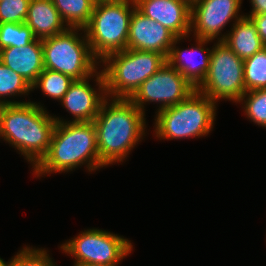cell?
Returning a JSON list of instances; mask_svg holds the SVG:
<instances>
[{
  "mask_svg": "<svg viewBox=\"0 0 266 266\" xmlns=\"http://www.w3.org/2000/svg\"><path fill=\"white\" fill-rule=\"evenodd\" d=\"M108 98L93 120L97 147L104 166L122 162L145 134V113L125 98ZM143 135V136H142Z\"/></svg>",
  "mask_w": 266,
  "mask_h": 266,
  "instance_id": "6da1fadb",
  "label": "cell"
},
{
  "mask_svg": "<svg viewBox=\"0 0 266 266\" xmlns=\"http://www.w3.org/2000/svg\"><path fill=\"white\" fill-rule=\"evenodd\" d=\"M57 121L39 104L0 105V137L33 164L47 154Z\"/></svg>",
  "mask_w": 266,
  "mask_h": 266,
  "instance_id": "7a4b0ae2",
  "label": "cell"
},
{
  "mask_svg": "<svg viewBox=\"0 0 266 266\" xmlns=\"http://www.w3.org/2000/svg\"><path fill=\"white\" fill-rule=\"evenodd\" d=\"M57 121L47 154L34 167V172L45 175L52 172H68L85 162L89 171L104 167L97 147L96 127L93 121ZM82 164V165H81Z\"/></svg>",
  "mask_w": 266,
  "mask_h": 266,
  "instance_id": "3957f363",
  "label": "cell"
},
{
  "mask_svg": "<svg viewBox=\"0 0 266 266\" xmlns=\"http://www.w3.org/2000/svg\"><path fill=\"white\" fill-rule=\"evenodd\" d=\"M102 71L107 97L130 99L141 84L167 63L166 57L155 51L125 49L111 53L103 60Z\"/></svg>",
  "mask_w": 266,
  "mask_h": 266,
  "instance_id": "277c9868",
  "label": "cell"
},
{
  "mask_svg": "<svg viewBox=\"0 0 266 266\" xmlns=\"http://www.w3.org/2000/svg\"><path fill=\"white\" fill-rule=\"evenodd\" d=\"M215 110L216 104L195 90L177 105L158 110L156 136L167 140L206 136L213 128Z\"/></svg>",
  "mask_w": 266,
  "mask_h": 266,
  "instance_id": "5b68a950",
  "label": "cell"
},
{
  "mask_svg": "<svg viewBox=\"0 0 266 266\" xmlns=\"http://www.w3.org/2000/svg\"><path fill=\"white\" fill-rule=\"evenodd\" d=\"M134 0L95 3L89 23L83 28L93 55L102 60L127 48Z\"/></svg>",
  "mask_w": 266,
  "mask_h": 266,
  "instance_id": "8992f818",
  "label": "cell"
},
{
  "mask_svg": "<svg viewBox=\"0 0 266 266\" xmlns=\"http://www.w3.org/2000/svg\"><path fill=\"white\" fill-rule=\"evenodd\" d=\"M78 30L83 29L68 28L59 35L42 40L45 69L69 75L74 80L96 76L98 59L92 53L85 32L84 38L78 37Z\"/></svg>",
  "mask_w": 266,
  "mask_h": 266,
  "instance_id": "52a82bcc",
  "label": "cell"
},
{
  "mask_svg": "<svg viewBox=\"0 0 266 266\" xmlns=\"http://www.w3.org/2000/svg\"><path fill=\"white\" fill-rule=\"evenodd\" d=\"M211 50L208 72L196 88L215 104L219 99L239 102L246 93L244 84V60L239 58L223 41Z\"/></svg>",
  "mask_w": 266,
  "mask_h": 266,
  "instance_id": "ba28073f",
  "label": "cell"
},
{
  "mask_svg": "<svg viewBox=\"0 0 266 266\" xmlns=\"http://www.w3.org/2000/svg\"><path fill=\"white\" fill-rule=\"evenodd\" d=\"M75 257V265H115L131 253L132 244L117 234L100 229H88L60 247Z\"/></svg>",
  "mask_w": 266,
  "mask_h": 266,
  "instance_id": "9c48e42d",
  "label": "cell"
},
{
  "mask_svg": "<svg viewBox=\"0 0 266 266\" xmlns=\"http://www.w3.org/2000/svg\"><path fill=\"white\" fill-rule=\"evenodd\" d=\"M195 90L181 73L166 63L141 84L130 100L144 113L146 102H161L158 108L161 110L177 105Z\"/></svg>",
  "mask_w": 266,
  "mask_h": 266,
  "instance_id": "30bf717a",
  "label": "cell"
},
{
  "mask_svg": "<svg viewBox=\"0 0 266 266\" xmlns=\"http://www.w3.org/2000/svg\"><path fill=\"white\" fill-rule=\"evenodd\" d=\"M242 0H198L191 4V31L195 38L214 40L226 24L238 15ZM193 29V30H192Z\"/></svg>",
  "mask_w": 266,
  "mask_h": 266,
  "instance_id": "8fae6325",
  "label": "cell"
},
{
  "mask_svg": "<svg viewBox=\"0 0 266 266\" xmlns=\"http://www.w3.org/2000/svg\"><path fill=\"white\" fill-rule=\"evenodd\" d=\"M176 38L159 22H155L134 8L129 24L127 49L155 51L167 58Z\"/></svg>",
  "mask_w": 266,
  "mask_h": 266,
  "instance_id": "7c38bea8",
  "label": "cell"
},
{
  "mask_svg": "<svg viewBox=\"0 0 266 266\" xmlns=\"http://www.w3.org/2000/svg\"><path fill=\"white\" fill-rule=\"evenodd\" d=\"M89 78L74 80L60 101L67 111L74 116L73 122L93 121L107 97L102 71L96 72L95 79L99 86V93L88 83Z\"/></svg>",
  "mask_w": 266,
  "mask_h": 266,
  "instance_id": "4fadbf2b",
  "label": "cell"
},
{
  "mask_svg": "<svg viewBox=\"0 0 266 266\" xmlns=\"http://www.w3.org/2000/svg\"><path fill=\"white\" fill-rule=\"evenodd\" d=\"M145 16L159 22L177 38L188 37L191 31V4L186 0H134Z\"/></svg>",
  "mask_w": 266,
  "mask_h": 266,
  "instance_id": "5bb4252c",
  "label": "cell"
},
{
  "mask_svg": "<svg viewBox=\"0 0 266 266\" xmlns=\"http://www.w3.org/2000/svg\"><path fill=\"white\" fill-rule=\"evenodd\" d=\"M0 61L32 86L44 70L42 40L36 39L21 47L3 48Z\"/></svg>",
  "mask_w": 266,
  "mask_h": 266,
  "instance_id": "9a60e30c",
  "label": "cell"
},
{
  "mask_svg": "<svg viewBox=\"0 0 266 266\" xmlns=\"http://www.w3.org/2000/svg\"><path fill=\"white\" fill-rule=\"evenodd\" d=\"M183 38H176L167 56V63L181 73L193 87L197 88L204 80L210 64L211 51L204 49V44L208 43V39L196 38L197 46L191 49L180 50L176 48V43ZM188 54H186V53ZM201 52L203 54L198 60H194V54ZM188 56V57H187Z\"/></svg>",
  "mask_w": 266,
  "mask_h": 266,
  "instance_id": "2e32d148",
  "label": "cell"
},
{
  "mask_svg": "<svg viewBox=\"0 0 266 266\" xmlns=\"http://www.w3.org/2000/svg\"><path fill=\"white\" fill-rule=\"evenodd\" d=\"M24 23L39 40L59 35L68 29L52 0H30Z\"/></svg>",
  "mask_w": 266,
  "mask_h": 266,
  "instance_id": "e0dca14e",
  "label": "cell"
},
{
  "mask_svg": "<svg viewBox=\"0 0 266 266\" xmlns=\"http://www.w3.org/2000/svg\"><path fill=\"white\" fill-rule=\"evenodd\" d=\"M218 41H223L243 60L253 56L265 47L258 35L255 24L247 15L234 22L230 33L218 38Z\"/></svg>",
  "mask_w": 266,
  "mask_h": 266,
  "instance_id": "ac0fdd59",
  "label": "cell"
},
{
  "mask_svg": "<svg viewBox=\"0 0 266 266\" xmlns=\"http://www.w3.org/2000/svg\"><path fill=\"white\" fill-rule=\"evenodd\" d=\"M68 28H84L92 16L94 0H52Z\"/></svg>",
  "mask_w": 266,
  "mask_h": 266,
  "instance_id": "d6986e66",
  "label": "cell"
},
{
  "mask_svg": "<svg viewBox=\"0 0 266 266\" xmlns=\"http://www.w3.org/2000/svg\"><path fill=\"white\" fill-rule=\"evenodd\" d=\"M73 82L74 79L69 75L44 68L32 85V90L40 86L46 96L61 101Z\"/></svg>",
  "mask_w": 266,
  "mask_h": 266,
  "instance_id": "ffe728a7",
  "label": "cell"
},
{
  "mask_svg": "<svg viewBox=\"0 0 266 266\" xmlns=\"http://www.w3.org/2000/svg\"><path fill=\"white\" fill-rule=\"evenodd\" d=\"M244 84L246 92L266 89V46L244 59Z\"/></svg>",
  "mask_w": 266,
  "mask_h": 266,
  "instance_id": "44dd1931",
  "label": "cell"
},
{
  "mask_svg": "<svg viewBox=\"0 0 266 266\" xmlns=\"http://www.w3.org/2000/svg\"><path fill=\"white\" fill-rule=\"evenodd\" d=\"M30 90L32 91V86L27 81L0 61V98L27 94ZM18 103L23 102L0 100V105Z\"/></svg>",
  "mask_w": 266,
  "mask_h": 266,
  "instance_id": "7402d4cb",
  "label": "cell"
},
{
  "mask_svg": "<svg viewBox=\"0 0 266 266\" xmlns=\"http://www.w3.org/2000/svg\"><path fill=\"white\" fill-rule=\"evenodd\" d=\"M35 40L33 31L25 23H0V50L25 46Z\"/></svg>",
  "mask_w": 266,
  "mask_h": 266,
  "instance_id": "603a6c76",
  "label": "cell"
},
{
  "mask_svg": "<svg viewBox=\"0 0 266 266\" xmlns=\"http://www.w3.org/2000/svg\"><path fill=\"white\" fill-rule=\"evenodd\" d=\"M239 102L245 103L243 108L248 119L250 118L259 126L266 127V89L248 91Z\"/></svg>",
  "mask_w": 266,
  "mask_h": 266,
  "instance_id": "cb8c5ba5",
  "label": "cell"
},
{
  "mask_svg": "<svg viewBox=\"0 0 266 266\" xmlns=\"http://www.w3.org/2000/svg\"><path fill=\"white\" fill-rule=\"evenodd\" d=\"M30 0L0 1V23H24Z\"/></svg>",
  "mask_w": 266,
  "mask_h": 266,
  "instance_id": "d4e9b609",
  "label": "cell"
},
{
  "mask_svg": "<svg viewBox=\"0 0 266 266\" xmlns=\"http://www.w3.org/2000/svg\"><path fill=\"white\" fill-rule=\"evenodd\" d=\"M12 266H55L44 249L25 247L13 257Z\"/></svg>",
  "mask_w": 266,
  "mask_h": 266,
  "instance_id": "484cf974",
  "label": "cell"
},
{
  "mask_svg": "<svg viewBox=\"0 0 266 266\" xmlns=\"http://www.w3.org/2000/svg\"><path fill=\"white\" fill-rule=\"evenodd\" d=\"M255 24L262 43L266 46V14L248 15Z\"/></svg>",
  "mask_w": 266,
  "mask_h": 266,
  "instance_id": "4316f807",
  "label": "cell"
},
{
  "mask_svg": "<svg viewBox=\"0 0 266 266\" xmlns=\"http://www.w3.org/2000/svg\"><path fill=\"white\" fill-rule=\"evenodd\" d=\"M252 11L250 15L266 14V0H251Z\"/></svg>",
  "mask_w": 266,
  "mask_h": 266,
  "instance_id": "83f0119b",
  "label": "cell"
},
{
  "mask_svg": "<svg viewBox=\"0 0 266 266\" xmlns=\"http://www.w3.org/2000/svg\"><path fill=\"white\" fill-rule=\"evenodd\" d=\"M13 258L9 262H4L2 258H0V266H12Z\"/></svg>",
  "mask_w": 266,
  "mask_h": 266,
  "instance_id": "f1b7e54d",
  "label": "cell"
},
{
  "mask_svg": "<svg viewBox=\"0 0 266 266\" xmlns=\"http://www.w3.org/2000/svg\"><path fill=\"white\" fill-rule=\"evenodd\" d=\"M127 0H95V3H103V2H122Z\"/></svg>",
  "mask_w": 266,
  "mask_h": 266,
  "instance_id": "f546056e",
  "label": "cell"
},
{
  "mask_svg": "<svg viewBox=\"0 0 266 266\" xmlns=\"http://www.w3.org/2000/svg\"><path fill=\"white\" fill-rule=\"evenodd\" d=\"M74 266H115V265L79 264Z\"/></svg>",
  "mask_w": 266,
  "mask_h": 266,
  "instance_id": "4dcf8cb0",
  "label": "cell"
},
{
  "mask_svg": "<svg viewBox=\"0 0 266 266\" xmlns=\"http://www.w3.org/2000/svg\"><path fill=\"white\" fill-rule=\"evenodd\" d=\"M187 2H189L190 4H193L194 2L198 1V0H186Z\"/></svg>",
  "mask_w": 266,
  "mask_h": 266,
  "instance_id": "1f68e13d",
  "label": "cell"
}]
</instances>
